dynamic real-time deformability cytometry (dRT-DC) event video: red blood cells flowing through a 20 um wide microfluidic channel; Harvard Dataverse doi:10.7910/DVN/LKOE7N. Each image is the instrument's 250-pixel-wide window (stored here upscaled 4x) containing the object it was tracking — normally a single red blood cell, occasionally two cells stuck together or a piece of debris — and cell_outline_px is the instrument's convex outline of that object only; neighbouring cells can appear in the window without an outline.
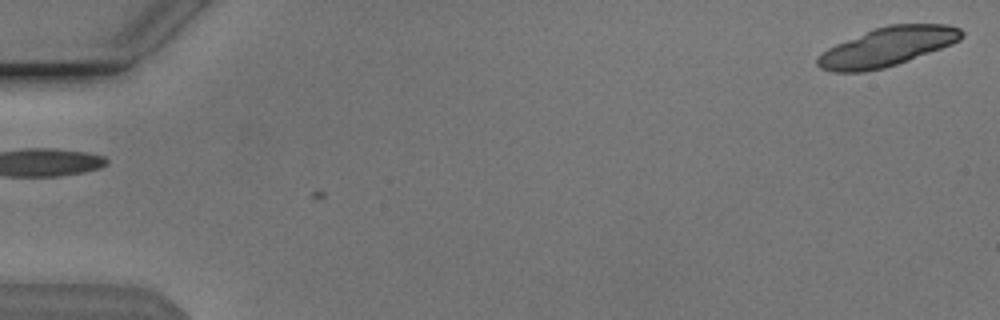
{"species": "Egyptian fruit bat (a non-hibernating species)", "species_latin": "Rousettus aegyptiacus", "temperature_condition": "cold", "stored_images_in_passage": 4, "camera_frame_rate_fps": 3000, "um_per_image_px": 0.085, "animal": {"sex": "male"}, "frame": {"image": 1, "passage_image": 1, "time_ms": 0.0, "image_size_px": [1000, 320], "cell_outline_px": [[964, 36], [960, 40], [952, 44], [908, 60], [884, 68], [864, 72], [832, 72], [820, 68], [816, 64], [816, 60], [828, 48], [836, 44], [872, 28], [888, 24], [948, 24], [960, 28], [964, 32]], "centroid_in_image_um": [75.43, 3.97], "position_along_channel_um": 9.6, "area_um2": 32.66}}